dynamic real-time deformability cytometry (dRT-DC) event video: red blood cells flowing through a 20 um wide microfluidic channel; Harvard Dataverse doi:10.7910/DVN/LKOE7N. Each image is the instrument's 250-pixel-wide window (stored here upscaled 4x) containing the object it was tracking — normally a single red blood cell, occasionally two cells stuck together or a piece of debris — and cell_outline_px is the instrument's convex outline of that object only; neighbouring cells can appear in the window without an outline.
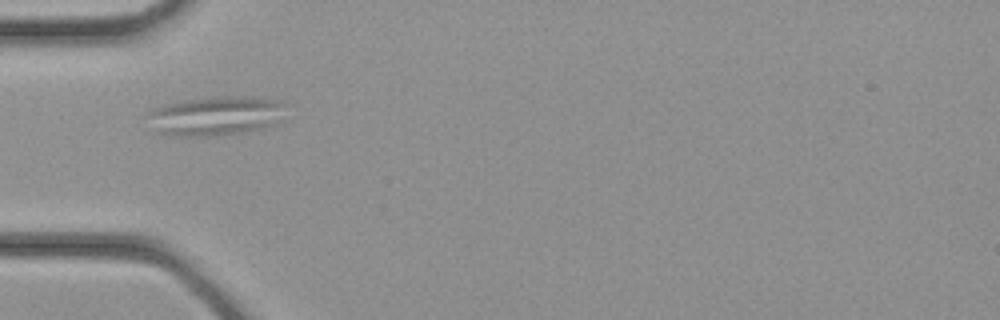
{"species": "common noctule bat (a hibernating species)", "species_latin": "Nyctalus noctula", "temperature_condition": "cold", "stored_images_in_passage": 25, "camera_frame_rate_fps": 3000, "um_per_image_px": 0.085, "animal": {"sex": "female", "body_mass_g": 21.9}, "frame": {"image": 1, "passage_image": 1, "time_ms": 0.0, "image_size_px": [1000, 320], "cell_outline_px": [[288, 104], [284, 120], [276, 124], [264, 128], [244, 132], [216, 136], [168, 136], [156, 132], [148, 116], [148, 108], [164, 104], [188, 100], [224, 96], [252, 96], [284, 100]], "centroid_in_image_um": [18.44, 9.84], "position_along_channel_um": 66.6, "area_um2": 32.6}}
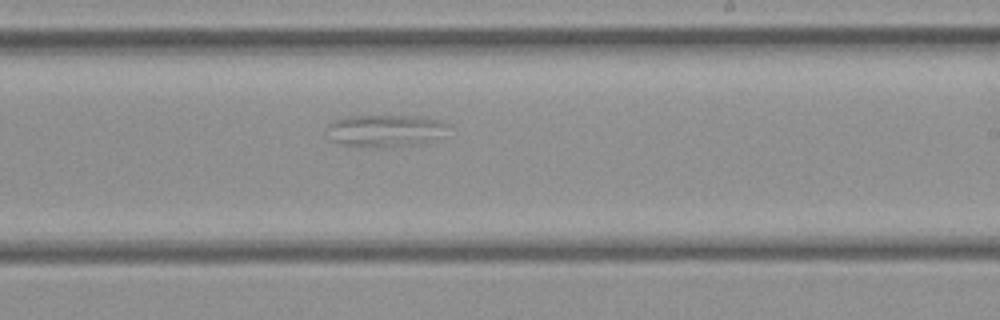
{"frame": {"image": 2, "passage_image": 11, "time_ms": 3.333, "image_size_px": [1000, 320], "cell_outline_px": [[448, 124], [436, 136], [424, 144], [384, 148], [360, 148], [340, 144], [332, 140], [328, 128], [328, 124], [336, 120], [348, 116], [416, 116], [440, 120]], "centroid_in_image_um": [32.67, 11.14], "position_along_channel_um": 256.3, "area_um2": 22.66}}
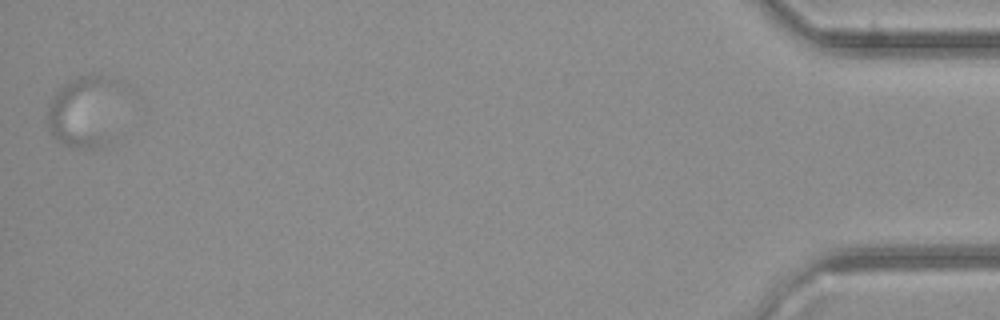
{"frame": {"image": 3, "passage_image": 25, "time_ms": 8.0, "image_size_px": [1000, 320], "cell_outline_px": [[120, 80], [108, 144], [104, 148], [76, 148], [64, 144], [56, 140], [48, 132], [48, 104], [56, 92], [64, 84], [80, 76], [92, 72], [108, 76]], "centroid_in_image_um": [7.13, 9.46], "position_along_channel_um": 428.1, "area_um2": 30.87}}